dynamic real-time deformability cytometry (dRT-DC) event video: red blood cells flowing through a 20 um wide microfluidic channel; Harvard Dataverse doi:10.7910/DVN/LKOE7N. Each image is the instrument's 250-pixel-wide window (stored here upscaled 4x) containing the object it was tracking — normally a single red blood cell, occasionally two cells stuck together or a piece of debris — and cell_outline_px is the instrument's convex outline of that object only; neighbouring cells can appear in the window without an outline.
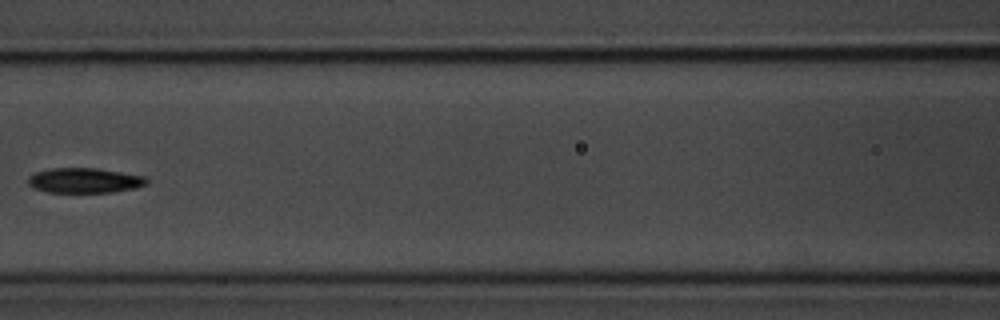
{"species": "common noctule bat (a hibernating species)", "species_latin": "Nyctalus noctula", "temperature_condition": "room temperature", "stored_images_in_passage": 7, "camera_frame_rate_fps": 3000, "um_per_image_px": 0.085, "animal": {"sex": "male", "body_mass_g": 20.1, "forearm_length_mm": 53.5}, "frame": {"image": 1, "passage_image": 6, "time_ms": 6.0, "image_size_px": [1000, 320], "cell_outline_px": [[148, 184], [136, 188], [112, 192], [48, 192], [36, 188], [28, 184], [28, 176], [36, 172], [48, 168], [96, 168], [148, 176]], "centroid_in_image_um": [7.23, 15.33], "position_along_channel_um": 159.4, "area_um2": 17.4}}
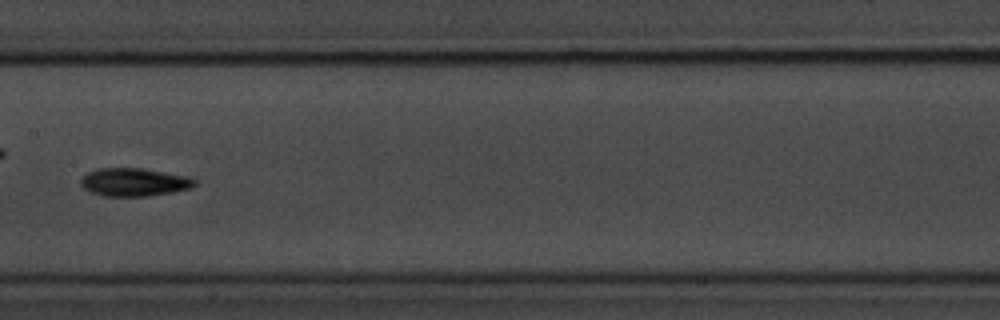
{"frame": {"image": 2, "passage_image": 7, "time_ms": 7.0, "image_size_px": [1000, 320], "cell_outline_px": [[196, 184], [192, 188], [172, 192], [148, 196], [104, 196], [88, 192], [80, 184], [80, 180], [88, 172], [96, 168], [144, 168], [192, 176], [196, 180]], "centroid_in_image_um": [11.43, 15.47], "position_along_channel_um": 196.0, "area_um2": 19.02}}